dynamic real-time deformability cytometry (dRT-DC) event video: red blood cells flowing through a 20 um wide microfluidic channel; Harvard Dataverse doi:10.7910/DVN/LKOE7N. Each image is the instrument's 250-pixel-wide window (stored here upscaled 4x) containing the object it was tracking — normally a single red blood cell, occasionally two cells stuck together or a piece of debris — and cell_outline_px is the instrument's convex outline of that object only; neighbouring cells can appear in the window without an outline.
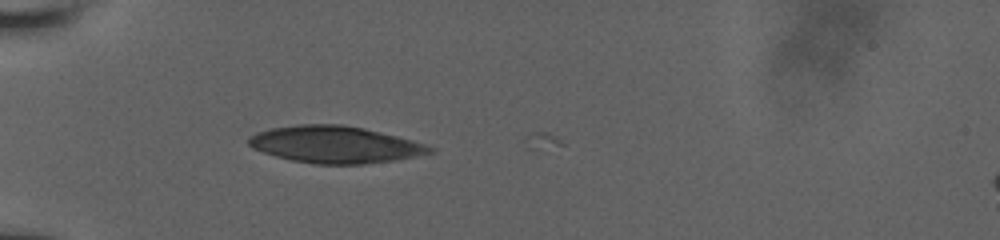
{"species": "human", "species_latin": "Homo sapiens", "temperature_condition": "room temperature", "stored_images_in_passage": 12, "camera_frame_rate_fps": 3000, "um_per_image_px": 0.085, "donor": {"sex": "male"}, "frame": {"image": 1, "passage_image": 1, "time_ms": 0.0, "image_size_px": [1000, 240], "cell_outline_px": [[436, 152], [392, 160], [364, 164], [312, 164], [292, 160], [276, 156], [252, 148], [248, 144], [248, 136], [256, 132], [272, 128], [300, 124], [344, 124], [364, 128], [412, 140], [436, 148]], "centroid_in_image_um": [28.46, 12.28], "position_along_channel_um": 56.5, "area_um2": 38.9}}
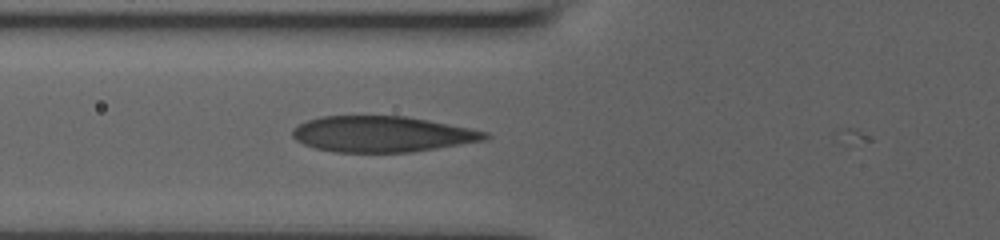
{"frame": {"image": 2, "passage_image": 9, "time_ms": 1.333, "image_size_px": [1000, 240], "cell_outline_px": [[492, 136], [488, 140], [412, 152], [336, 152], [316, 148], [304, 144], [296, 140], [292, 136], [292, 128], [308, 120], [320, 116], [404, 116], [428, 120], [488, 132]], "centroid_in_image_um": [32.5, 11.4], "position_along_channel_um": 93.3, "area_um2": 40.23}}